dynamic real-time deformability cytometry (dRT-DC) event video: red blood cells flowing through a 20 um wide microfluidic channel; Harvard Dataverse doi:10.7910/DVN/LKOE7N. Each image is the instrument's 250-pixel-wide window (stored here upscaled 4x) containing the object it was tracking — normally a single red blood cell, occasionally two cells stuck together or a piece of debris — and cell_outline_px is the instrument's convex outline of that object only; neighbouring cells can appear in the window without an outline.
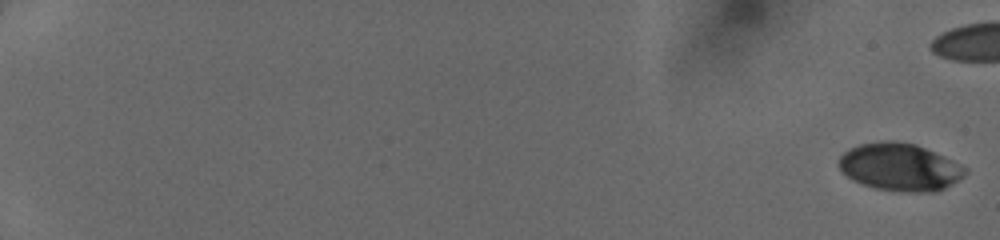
{"species": "human", "species_latin": "Homo sapiens", "temperature_condition": "cold", "stored_images_in_passage": 47, "camera_frame_rate_fps": 3000, "um_per_image_px": 0.085, "donor": {"sex": "female"}, "frame": {"image": 1, "passage_image": 1, "time_ms": 0.0, "image_size_px": [1000, 240], "cell_outline_px": [[968, 172], [964, 176], [952, 184], [936, 192], [904, 192], [876, 188], [852, 180], [836, 164], [840, 156], [848, 148], [860, 144], [880, 140], [892, 140], [916, 144], [944, 156], [968, 168]], "centroid_in_image_um": [76.49, 14.19], "position_along_channel_um": 8.5, "area_um2": 35.2}}
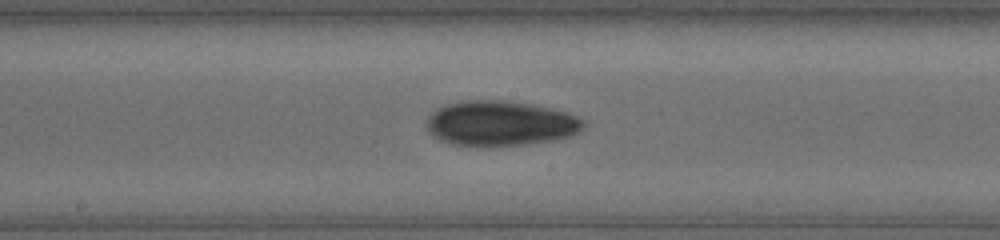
{"frame": {"image": 2, "passage_image": 31, "time_ms": 10.0, "image_size_px": [1000, 240], "cell_outline_px": [[584, 124], [572, 136], [552, 140], [524, 144], [452, 144], [440, 140], [428, 132], [428, 116], [436, 108], [444, 104], [468, 100], [500, 100], [532, 104], [568, 112], [584, 120]], "centroid_in_image_um": [42.52, 10.45], "position_along_channel_um": 205.7, "area_um2": 40.46}}
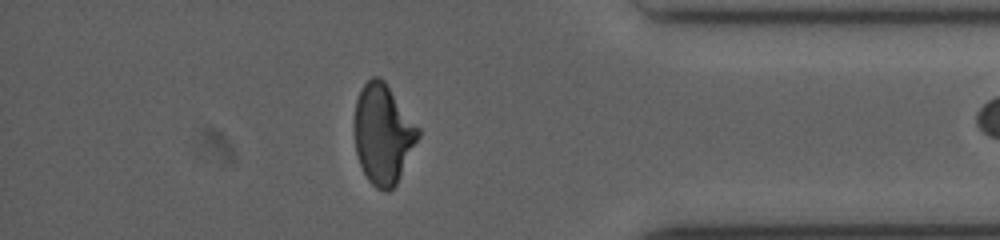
{"frame": {"image": 3, "passage_image": 46, "time_ms": 15.0, "image_size_px": [1000, 240], "cell_outline_px": [[420, 136], [396, 184], [388, 192], [384, 192], [376, 188], [368, 180], [360, 164], [356, 152], [352, 128], [352, 124], [356, 100], [364, 84], [372, 76], [380, 76], [384, 80], [420, 128]], "centroid_in_image_um": [32.53, 11.38], "position_along_channel_um": 402.7, "area_um2": 37.45}}